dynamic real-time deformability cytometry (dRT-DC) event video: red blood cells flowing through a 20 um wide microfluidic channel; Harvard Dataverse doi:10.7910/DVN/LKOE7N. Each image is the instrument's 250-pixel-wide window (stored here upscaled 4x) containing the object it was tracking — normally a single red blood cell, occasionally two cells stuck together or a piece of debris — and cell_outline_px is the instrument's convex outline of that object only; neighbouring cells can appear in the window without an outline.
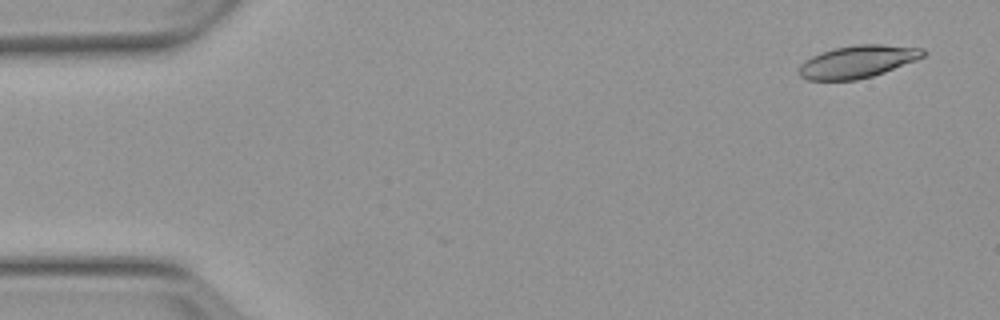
{"species": "Egyptian fruit bat (a non-hibernating species)", "species_latin": "Rousettus aegyptiacus", "temperature_condition": "warm", "stored_images_in_passage": 5, "segment_of_instrument_passage": [2, 2], "camera_frame_rate_fps": 3000, "um_per_image_px": 0.085, "animal": {"sex": "female"}, "frame": {"image": 1, "passage_image": 5, "time_ms": 5.667, "image_size_px": [1000, 320], "cell_outline_px": [[928, 52], [924, 56], [916, 60], [884, 72], [872, 76], [856, 80], [808, 80], [800, 76], [800, 64], [804, 60], [820, 52], [832, 48], [856, 44], [880, 44], [924, 48]], "centroid_in_image_um": [72.9, 5.22], "position_along_channel_um": 12.1, "area_um2": 23.58}}